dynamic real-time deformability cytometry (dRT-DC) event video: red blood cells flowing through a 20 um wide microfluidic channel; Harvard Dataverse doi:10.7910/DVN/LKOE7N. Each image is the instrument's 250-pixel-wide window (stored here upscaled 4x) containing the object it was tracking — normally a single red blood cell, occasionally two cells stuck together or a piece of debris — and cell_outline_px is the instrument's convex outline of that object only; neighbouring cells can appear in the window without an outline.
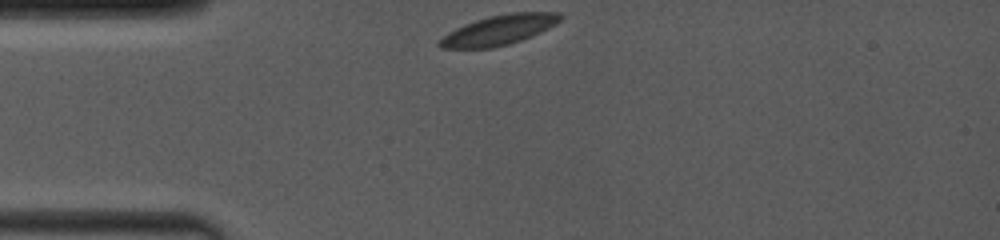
{"species": "common noctule bat (a hibernating species)", "species_latin": "Nyctalus noctula", "temperature_condition": "room temperature", "stored_images_in_passage": 27, "camera_frame_rate_fps": 4000, "um_per_image_px": 0.085, "animal": {"sex": "female", "body_mass_g": 19.0, "forearm_length_mm": 53.3}, "frame": {"image": 1, "passage_image": 1, "time_ms": 0.0, "image_size_px": [1000, 240], "cell_outline_px": [[564, 16], [556, 24], [532, 36], [508, 44], [492, 48], [440, 48], [436, 44], [448, 32], [464, 24], [488, 16], [508, 12], [560, 12]], "centroid_in_image_um": [42.43, 2.54], "position_along_channel_um": 42.6, "area_um2": 21.04}}
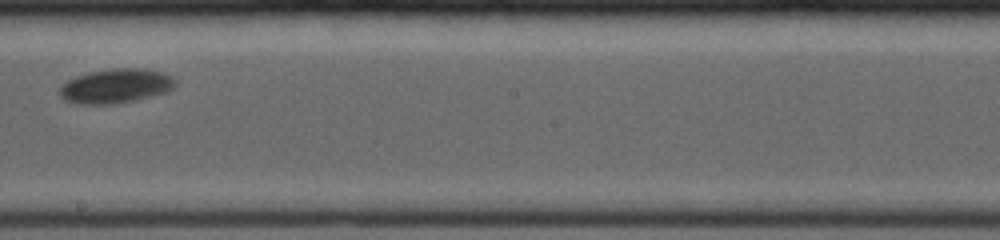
{"frame": {"image": 2, "passage_image": 16, "time_ms": 5.75, "image_size_px": [1000, 240], "cell_outline_px": [[176, 84], [168, 92], [136, 100], [112, 104], [76, 104], [64, 100], [56, 92], [68, 80], [76, 76], [88, 72], [112, 68], [140, 68], [164, 72], [172, 76], [176, 80]], "centroid_in_image_um": [9.84, 7.31], "position_along_channel_um": 238.4, "area_um2": 23.47}}
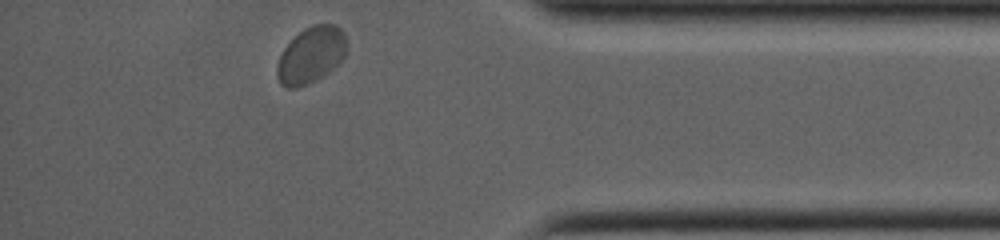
{"frame": {"image": 3, "passage_image": 27, "time_ms": 10.5, "image_size_px": [1000, 240], "cell_outline_px": [[348, 48], [344, 56], [324, 76], [308, 84], [296, 88], [288, 88], [280, 84], [276, 76], [276, 68], [280, 56], [284, 48], [304, 28], [316, 24], [336, 24], [344, 32], [348, 44]], "centroid_in_image_um": [26.45, 4.68], "position_along_channel_um": 408.8, "area_um2": 22.89}, "authors_computed_cell_mechanics": {"area_um2": 22.3108, "velocity_mm_per_s": 3.823, "shape_relaxation_time_tau1_ms": 2.947, "shape_relaxation_time_tau2_ms": null, "deformation_change_tau1": 0.0901, "deformation_change_tau2": null}}